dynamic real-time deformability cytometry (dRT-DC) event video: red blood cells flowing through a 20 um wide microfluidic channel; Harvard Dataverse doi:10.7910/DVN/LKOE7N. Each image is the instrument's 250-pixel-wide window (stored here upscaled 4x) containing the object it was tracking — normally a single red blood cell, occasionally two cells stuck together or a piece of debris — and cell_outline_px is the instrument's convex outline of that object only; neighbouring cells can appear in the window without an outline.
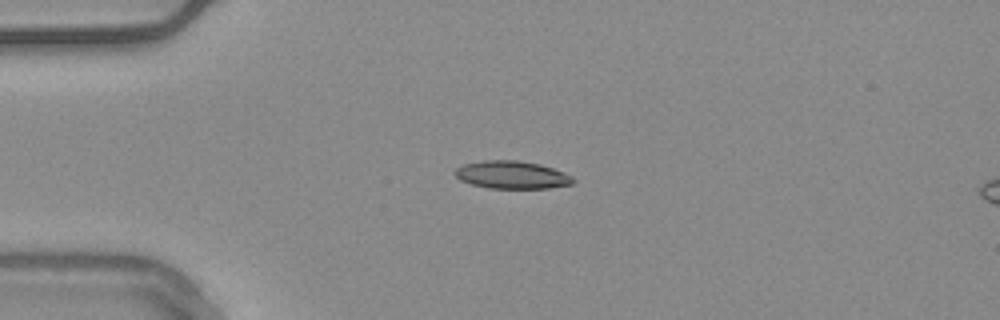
{"species": "common noctule bat (a hibernating species)", "species_latin": "Nyctalus noctula", "temperature_condition": "warm", "stored_images_in_passage": 42, "camera_frame_rate_fps": 3000, "um_per_image_px": 0.085, "animal": {"sex": "male", "body_mass_g": 20.4}, "frame": {"image": 1, "passage_image": 1, "time_ms": 0.0, "image_size_px": [1000, 320], "cell_outline_px": [[576, 180], [572, 184], [548, 188], [488, 188], [472, 184], [460, 180], [456, 176], [456, 168], [464, 164], [484, 160], [520, 160], [540, 164], [564, 172], [572, 176]], "centroid_in_image_um": [43.54, 14.86], "position_along_channel_um": 41.5, "area_um2": 19.07}}
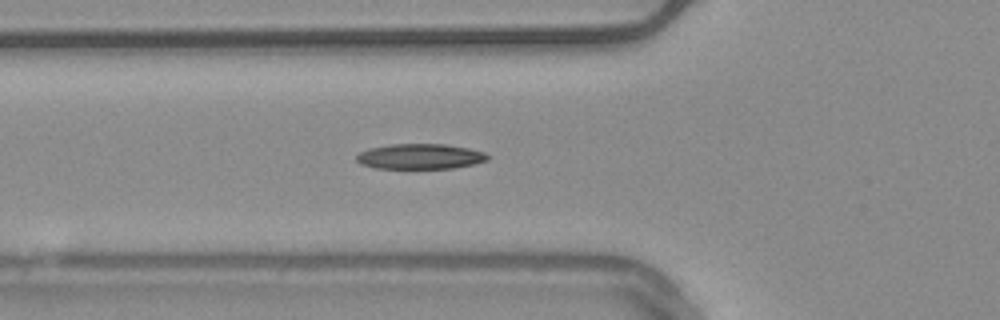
{"frame": {"image": 2, "passage_image": 7, "time_ms": 2.0, "image_size_px": [1000, 320], "cell_outline_px": [[488, 160], [472, 164], [452, 168], [376, 168], [360, 164], [356, 160], [356, 156], [360, 152], [368, 148], [392, 144], [444, 144], [468, 148], [484, 152], [488, 156]], "centroid_in_image_um": [35.67, 13.29], "position_along_channel_um": 90.1, "area_um2": 19.19}, "authors_computed_cell_mechanics": {"area_um2": 18.9584, "velocity_mm_per_s": 3.7937, "shape_relaxation_time_tau1_ms": 8.2966, "shape_relaxation_time_tau2_ms": 4.4958, "deformation_change_tau1": 0.2033, "deformation_change_tau2": 0.1124}}